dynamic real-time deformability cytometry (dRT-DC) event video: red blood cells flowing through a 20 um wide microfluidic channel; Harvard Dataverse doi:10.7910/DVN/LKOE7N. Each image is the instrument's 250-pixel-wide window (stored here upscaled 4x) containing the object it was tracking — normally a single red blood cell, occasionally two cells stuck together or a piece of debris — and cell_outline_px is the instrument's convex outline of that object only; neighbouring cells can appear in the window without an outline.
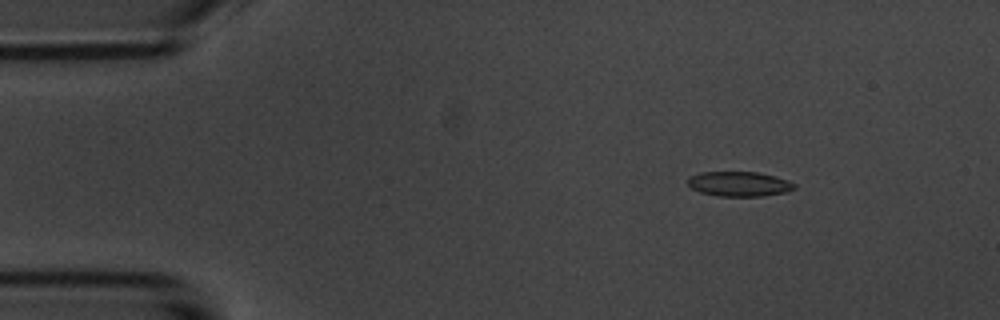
{"species": "common noctule bat (a hibernating species)", "species_latin": "Nyctalus noctula", "temperature_condition": "room temperature", "stored_images_in_passage": 4, "camera_frame_rate_fps": 3000, "um_per_image_px": 0.085, "animal": {"sex": "male", "body_mass_g": 20.1, "forearm_length_mm": 53.5}, "frame": {"image": 1, "passage_image": 1, "time_ms": 0.0, "image_size_px": [1000, 320], "cell_outline_px": [[796, 188], [784, 192], [764, 196], [716, 196], [700, 192], [692, 188], [688, 184], [688, 176], [700, 172], [760, 172], [776, 176], [788, 180], [796, 184]], "centroid_in_image_um": [62.83, 15.63], "position_along_channel_um": 22.2, "area_um2": 15.55}}
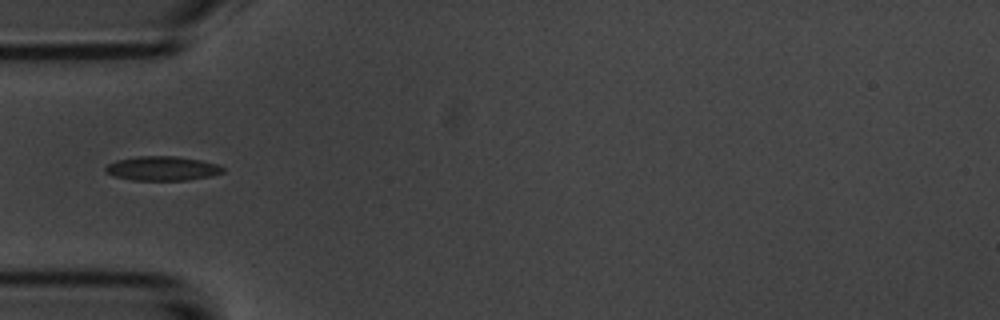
{"frame": {"image": 2, "passage_image": 4, "time_ms": 3.333, "image_size_px": [1000, 320], "cell_outline_px": [[224, 172], [208, 176], [188, 180], [132, 180], [116, 176], [104, 172], [104, 168], [108, 164], [116, 160], [140, 156], [176, 156], [200, 160], [216, 164], [224, 168]], "centroid_in_image_um": [13.77, 14.31], "position_along_channel_um": 71.2, "area_um2": 16.47}}